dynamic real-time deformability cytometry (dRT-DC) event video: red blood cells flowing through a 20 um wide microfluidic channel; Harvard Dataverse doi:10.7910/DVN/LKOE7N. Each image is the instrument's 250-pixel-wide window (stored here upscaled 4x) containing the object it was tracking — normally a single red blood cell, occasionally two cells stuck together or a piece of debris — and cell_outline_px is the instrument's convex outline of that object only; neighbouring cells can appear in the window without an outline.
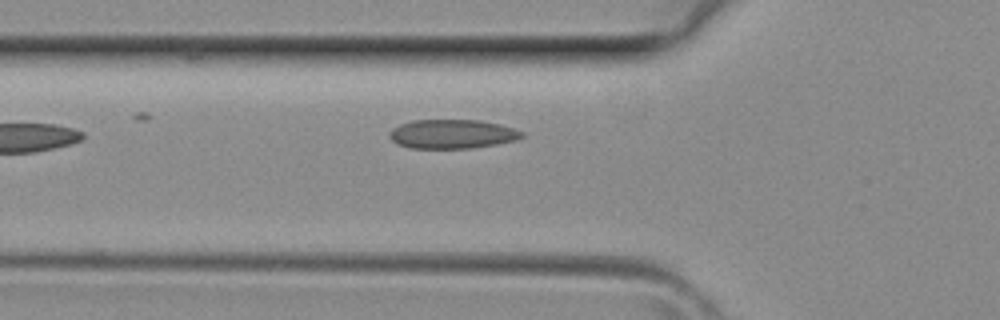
{"species": "common noctule bat (a hibernating species)", "species_latin": "Nyctalus noctula", "temperature_condition": "room temperature", "stored_images_in_passage": 8, "camera_frame_rate_fps": 3000, "um_per_image_px": 0.085, "animal": {"sex": "female", "body_mass_g": 29.2, "forearm_length_mm": 56.3}, "frame": {"image": 1, "passage_image": 3, "time_ms": 0.667, "image_size_px": [1000, 320], "cell_outline_px": [[524, 136], [516, 140], [496, 144], [472, 148], [412, 148], [400, 144], [392, 140], [388, 136], [388, 132], [392, 128], [400, 124], [412, 120], [480, 120], [500, 124], [524, 132]], "centroid_in_image_um": [38.44, 11.38], "position_along_channel_um": 87.4, "area_um2": 22.43}}